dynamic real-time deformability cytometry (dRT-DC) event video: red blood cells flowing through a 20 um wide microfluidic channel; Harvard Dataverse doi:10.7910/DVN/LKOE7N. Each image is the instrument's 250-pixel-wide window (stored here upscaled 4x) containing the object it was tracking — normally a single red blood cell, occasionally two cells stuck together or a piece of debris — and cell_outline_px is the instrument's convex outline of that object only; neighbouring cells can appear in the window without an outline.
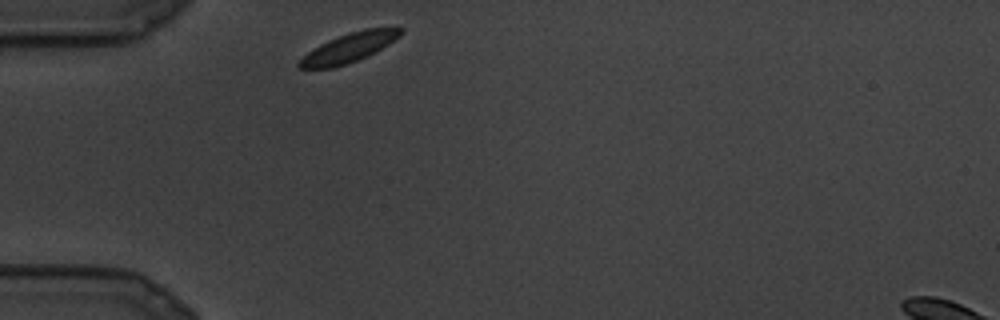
{"species": "common noctule bat (a hibernating species)", "species_latin": "Nyctalus noctula", "temperature_condition": "cold", "stored_images_in_passage": 3, "camera_frame_rate_fps": 3000, "um_per_image_px": 0.085, "animal": {"sex": "male", "body_mass_g": 19.5, "forearm_length_mm": 54.6}, "frame": {"image": 1, "passage_image": 1, "time_ms": 0.0, "image_size_px": [1000, 320], "cell_outline_px": [[404, 32], [400, 36], [388, 44], [348, 64], [332, 68], [300, 68], [296, 64], [308, 52], [320, 44], [328, 40], [364, 28], [404, 28]], "centroid_in_image_um": [29.65, 4.05], "position_along_channel_um": 55.4, "area_um2": 16.76}}
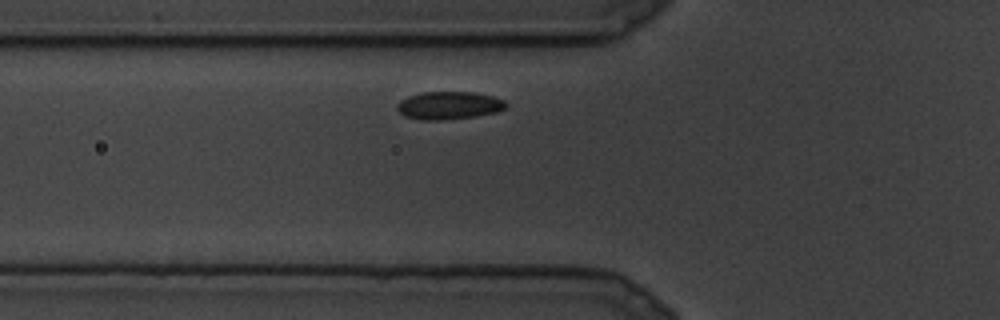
{"frame": {"image": 2, "passage_image": 3, "time_ms": 0.667, "image_size_px": [1000, 320], "cell_outline_px": [[508, 108], [496, 112], [476, 116], [440, 120], [424, 120], [404, 116], [396, 108], [396, 104], [400, 100], [408, 96], [424, 92], [472, 92], [492, 96], [504, 100], [508, 104]], "centroid_in_image_um": [38.17, 8.96], "position_along_channel_um": 87.6, "area_um2": 17.69}}